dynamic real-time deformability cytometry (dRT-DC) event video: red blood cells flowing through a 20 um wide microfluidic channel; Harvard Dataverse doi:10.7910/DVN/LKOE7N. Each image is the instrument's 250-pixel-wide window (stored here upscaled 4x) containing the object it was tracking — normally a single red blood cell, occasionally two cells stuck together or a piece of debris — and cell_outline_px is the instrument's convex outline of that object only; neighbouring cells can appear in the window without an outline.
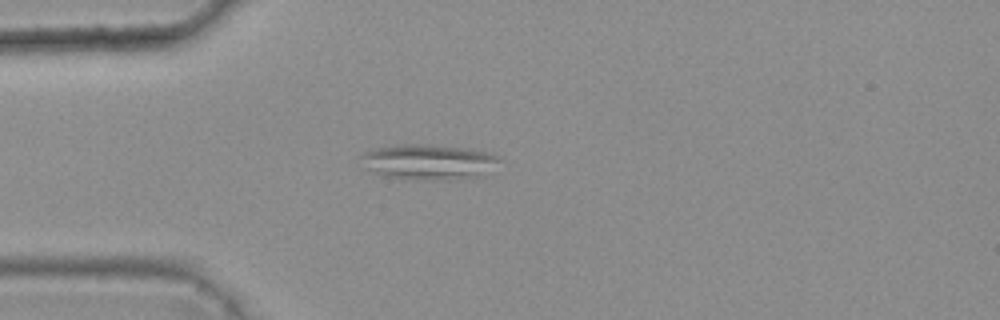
{"species": "common noctule bat (a hibernating species)", "species_latin": "Nyctalus noctula", "temperature_condition": "warm", "stored_images_in_passage": 2, "camera_frame_rate_fps": 3000, "um_per_image_px": 0.085, "animal": {"sex": "female", "body_mass_g": 25.1}, "frame": {"image": 1, "passage_image": 2, "time_ms": 0.333, "image_size_px": [1000, 320], "cell_outline_px": [[500, 160], [476, 176], [392, 176], [376, 172], [364, 168], [360, 156], [364, 152], [376, 148], [404, 144], [416, 144], [460, 148], [484, 152], [500, 156]], "centroid_in_image_um": [36.31, 13.68], "position_along_channel_um": 48.7, "area_um2": 25.78}}